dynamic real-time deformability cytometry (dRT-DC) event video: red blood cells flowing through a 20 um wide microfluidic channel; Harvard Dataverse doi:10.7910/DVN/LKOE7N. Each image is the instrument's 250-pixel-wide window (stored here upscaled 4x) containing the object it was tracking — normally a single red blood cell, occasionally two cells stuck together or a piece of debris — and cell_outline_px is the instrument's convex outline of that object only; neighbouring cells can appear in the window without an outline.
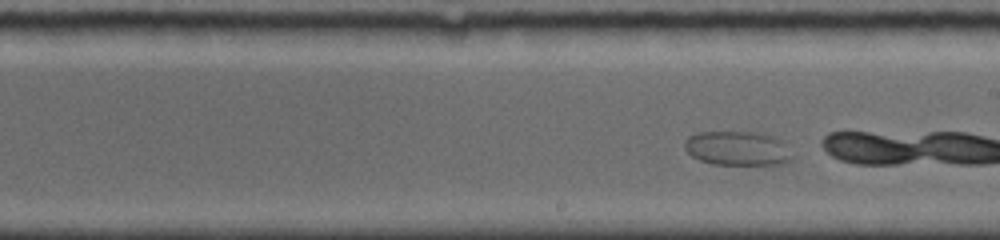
{"species": "common noctule bat (a hibernating species)", "species_latin": "Nyctalus noctula", "temperature_condition": "room temperature", "stored_images_in_passage": 29, "camera_frame_rate_fps": 5000, "um_per_image_px": 0.085, "animal": {"sex": "female", "body_mass_g": 19.0, "forearm_length_mm": 56.7}, "frame": {"image": 1, "passage_image": 25, "time_ms": 4.8, "image_size_px": [1000, 240], "cell_outline_px": [[788, 160], [784, 164], [712, 164], [700, 160], [692, 156], [684, 148], [684, 140], [688, 136], [700, 132], [748, 132], [768, 136], [780, 140]], "centroid_in_image_um": [62.51, 12.61], "position_along_channel_um": 226.5, "area_um2": 20.58}}